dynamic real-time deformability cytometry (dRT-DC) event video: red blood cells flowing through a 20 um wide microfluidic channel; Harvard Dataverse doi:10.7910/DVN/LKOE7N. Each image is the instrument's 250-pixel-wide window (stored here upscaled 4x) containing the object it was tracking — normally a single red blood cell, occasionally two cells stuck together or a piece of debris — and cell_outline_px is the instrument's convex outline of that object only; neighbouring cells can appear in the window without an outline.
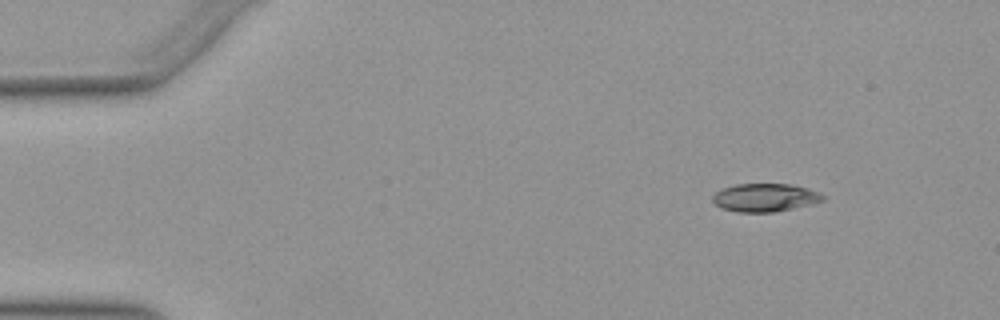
{"species": "Egyptian fruit bat (a non-hibernating species)", "species_latin": "Rousettus aegyptiacus", "temperature_condition": "warm", "stored_images_in_passage": 45, "camera_frame_rate_fps": 3000, "um_per_image_px": 0.085, "animal": {"sex": "female"}, "frame": {"image": 1, "passage_image": 1, "time_ms": 0.0, "image_size_px": [1000, 320], "cell_outline_px": [[824, 200], [812, 204], [772, 212], [736, 212], [720, 208], [712, 200], [712, 196], [720, 188], [736, 184], [792, 184], [808, 188], [820, 192], [824, 196]], "centroid_in_image_um": [65.01, 16.78], "position_along_channel_um": 20.0, "area_um2": 18.21}}
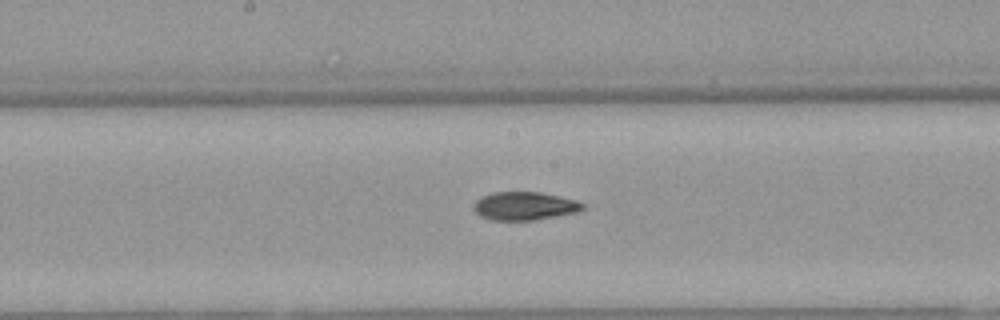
{"frame": {"image": 2, "passage_image": 22, "time_ms": 7.0, "image_size_px": [1000, 320], "cell_outline_px": [[584, 208], [576, 212], [556, 216], [532, 220], [492, 220], [480, 216], [472, 208], [472, 204], [480, 196], [492, 192], [540, 192], [560, 196], [576, 200], [584, 204]], "centroid_in_image_um": [44.54, 17.5], "position_along_channel_um": 203.7, "area_um2": 18.03}}
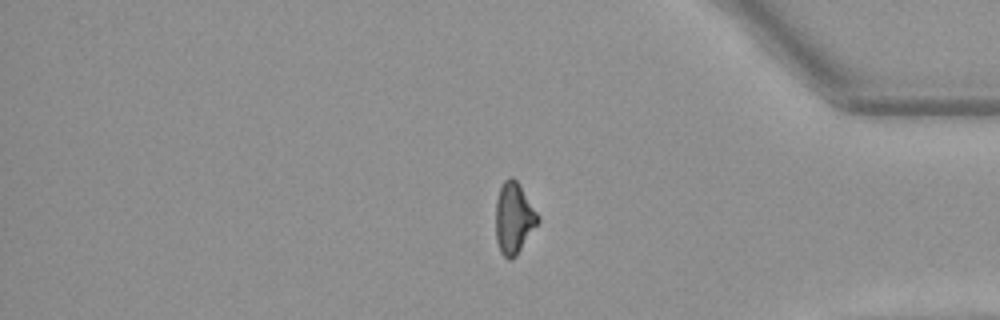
{"frame": {"image": 3, "passage_image": 38, "time_ms": 12.333, "image_size_px": [1000, 320], "cell_outline_px": [[540, 220], [516, 256], [512, 260], [508, 260], [500, 252], [496, 240], [496, 200], [500, 188], [504, 180], [508, 176], [512, 176], [516, 180], [540, 216]], "centroid_in_image_um": [43.67, 18.55], "position_along_channel_um": 391.5, "area_um2": 17.51}, "authors_computed_cell_mechanics": {"area_um2": 18.0914, "velocity_mm_per_s": 3.9501, "shape_relaxation_time_tau1_ms": 11.1187, "shape_relaxation_time_tau2_ms": 5.6938, "deformation_change_tau1": 0.2686, "deformation_change_tau2": 0.1259}}